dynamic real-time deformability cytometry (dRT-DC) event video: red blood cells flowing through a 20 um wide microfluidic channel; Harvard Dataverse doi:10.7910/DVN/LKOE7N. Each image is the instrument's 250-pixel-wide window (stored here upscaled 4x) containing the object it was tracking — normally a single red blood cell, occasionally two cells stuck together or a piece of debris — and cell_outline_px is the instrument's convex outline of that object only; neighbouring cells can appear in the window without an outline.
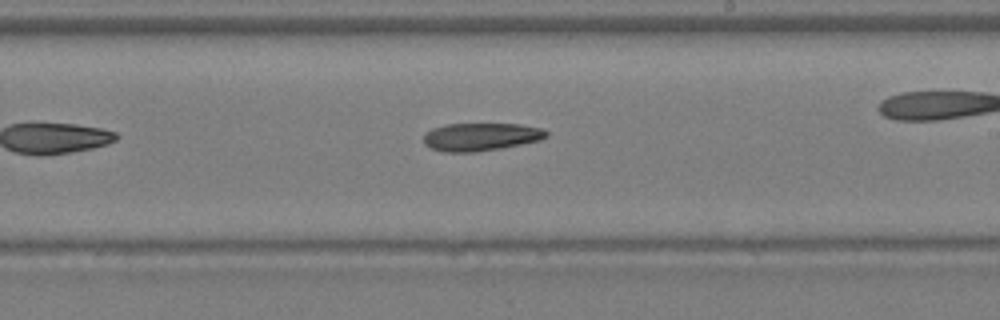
{"species": "Egyptian fruit bat (a non-hibernating species)", "species_latin": "Rousettus aegyptiacus", "temperature_condition": "warm", "stored_images_in_passage": 21, "camera_frame_rate_fps": 3000, "um_per_image_px": 0.085, "animal": {"sex": "female"}, "frame": {"image": 1, "passage_image": 12, "time_ms": 3.667, "image_size_px": [1000, 320], "cell_outline_px": [[548, 136], [540, 140], [500, 148], [476, 152], [440, 152], [428, 148], [424, 144], [424, 136], [432, 128], [448, 124], [520, 124], [544, 128], [548, 132]], "centroid_in_image_um": [40.86, 11.63], "position_along_channel_um": 248.1, "area_um2": 20.06}}